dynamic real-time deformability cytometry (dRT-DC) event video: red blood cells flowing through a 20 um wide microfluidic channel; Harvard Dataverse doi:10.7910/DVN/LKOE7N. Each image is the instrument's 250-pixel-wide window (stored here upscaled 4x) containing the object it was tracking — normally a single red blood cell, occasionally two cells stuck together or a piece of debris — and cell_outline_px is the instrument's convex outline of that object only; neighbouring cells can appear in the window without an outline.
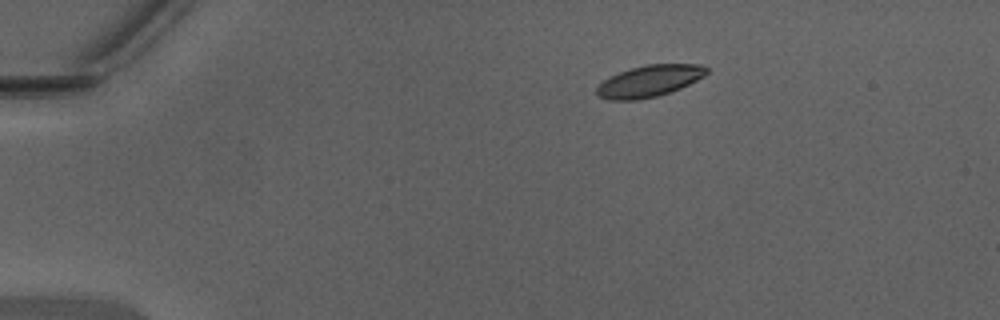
{"species": "Egyptian fruit bat (a non-hibernating species)", "species_latin": "Rousettus aegyptiacus", "temperature_condition": "warm", "stored_images_in_passage": 12, "camera_frame_rate_fps": 3000, "um_per_image_px": 0.085, "animal": {"sex": "male"}, "frame": {"image": 1, "passage_image": 1, "time_ms": 0.0, "image_size_px": [1000, 320], "cell_outline_px": [[708, 72], [704, 76], [680, 88], [656, 96], [636, 100], [608, 100], [600, 96], [596, 92], [596, 88], [608, 76], [644, 64], [700, 64], [708, 68]], "centroid_in_image_um": [55.18, 6.88], "position_along_channel_um": 29.8, "area_um2": 20.06}}
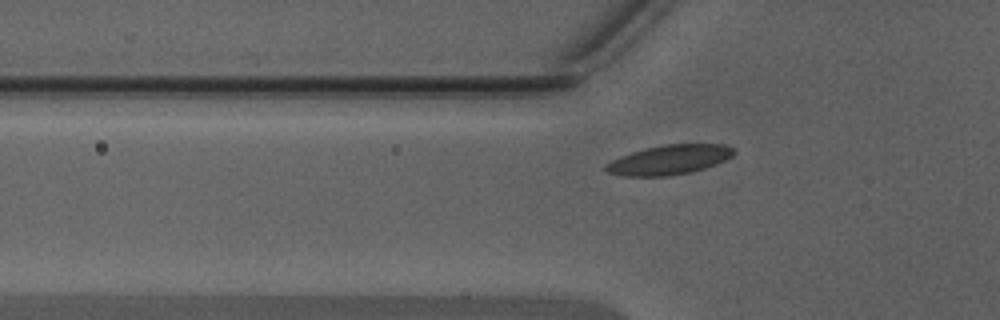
{"frame": {"image": 2, "passage_image": 9, "time_ms": 2.667, "image_size_px": [1000, 320], "cell_outline_px": [[736, 152], [732, 156], [716, 164], [692, 172], [668, 176], [624, 176], [608, 172], [604, 168], [604, 164], [620, 156], [644, 148], [664, 144], [724, 144], [732, 148]], "centroid_in_image_um": [56.87, 13.58], "position_along_channel_um": 68.9, "area_um2": 22.08}}